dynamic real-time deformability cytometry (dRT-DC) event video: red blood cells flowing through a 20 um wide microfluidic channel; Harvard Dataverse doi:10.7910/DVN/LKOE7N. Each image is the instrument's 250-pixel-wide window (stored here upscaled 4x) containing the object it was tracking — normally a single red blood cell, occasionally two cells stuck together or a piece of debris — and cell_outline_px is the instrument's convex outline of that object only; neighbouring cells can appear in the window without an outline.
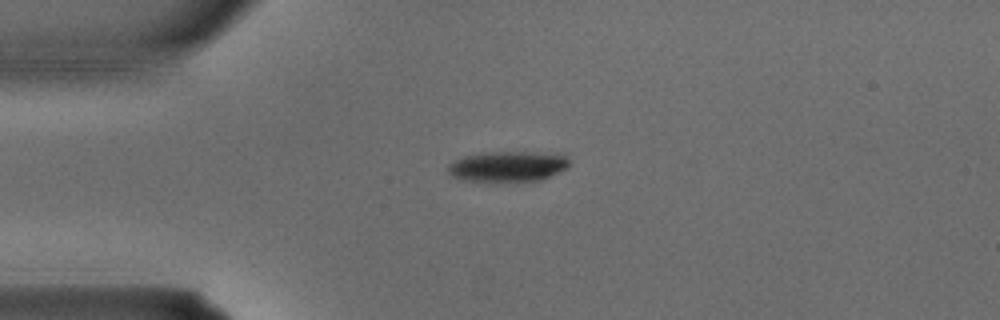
{"species": "common noctule bat (a hibernating species)", "species_latin": "Nyctalus noctula", "temperature_condition": "warm", "stored_images_in_passage": 3, "camera_frame_rate_fps": 3000, "um_per_image_px": 0.085, "animal": {"sex": "male", "body_mass_g": 15.6}, "frame": {"image": 1, "passage_image": 2, "time_ms": 0.333, "image_size_px": [1000, 320], "cell_outline_px": [[572, 164], [568, 168], [560, 172], [540, 180], [464, 180], [452, 176], [448, 172], [448, 164], [452, 160], [464, 156], [488, 152], [524, 152], [568, 156]], "centroid_in_image_um": [43.17, 14.13], "position_along_channel_um": 41.8, "area_um2": 21.15}}
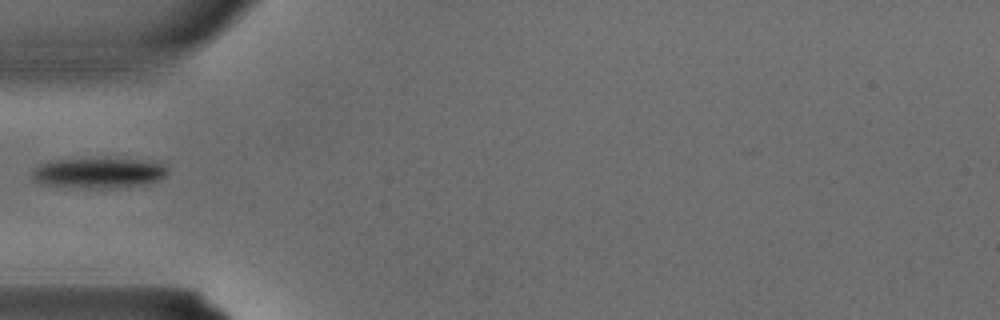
{"frame": {"image": 2, "passage_image": 3, "time_ms": 0.667, "image_size_px": [1000, 320], "cell_outline_px": [[168, 172], [160, 180], [148, 184], [100, 188], [88, 188], [44, 184], [32, 180], [32, 168], [36, 164], [48, 160], [164, 160], [168, 168]], "centroid_in_image_um": [8.42, 14.69], "position_along_channel_um": 76.6, "area_um2": 23.99}}